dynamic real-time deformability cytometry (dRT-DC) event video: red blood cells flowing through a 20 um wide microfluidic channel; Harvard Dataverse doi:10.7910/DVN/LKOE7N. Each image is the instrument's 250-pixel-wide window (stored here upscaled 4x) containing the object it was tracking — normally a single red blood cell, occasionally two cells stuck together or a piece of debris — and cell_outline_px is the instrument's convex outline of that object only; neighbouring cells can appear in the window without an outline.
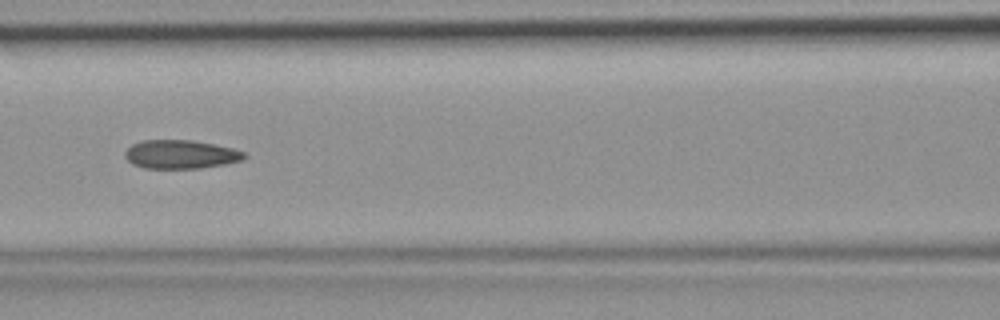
{"species": "common noctule bat (a hibernating species)", "species_latin": "Nyctalus noctula", "temperature_condition": "room temperature", "stored_images_in_passage": 24, "camera_frame_rate_fps": 3000, "um_per_image_px": 0.085, "animal": {"sex": "female", "body_mass_g": 19.9}, "frame": {"image": 1, "passage_image": 21, "time_ms": 6.667, "image_size_px": [1000, 320], "cell_outline_px": [[248, 156], [244, 160], [224, 164], [200, 168], [144, 168], [132, 164], [124, 156], [124, 152], [132, 144], [144, 140], [192, 140], [232, 148], [244, 152]], "centroid_in_image_um": [15.36, 13.12], "position_along_channel_um": 151.2, "area_um2": 19.88}}